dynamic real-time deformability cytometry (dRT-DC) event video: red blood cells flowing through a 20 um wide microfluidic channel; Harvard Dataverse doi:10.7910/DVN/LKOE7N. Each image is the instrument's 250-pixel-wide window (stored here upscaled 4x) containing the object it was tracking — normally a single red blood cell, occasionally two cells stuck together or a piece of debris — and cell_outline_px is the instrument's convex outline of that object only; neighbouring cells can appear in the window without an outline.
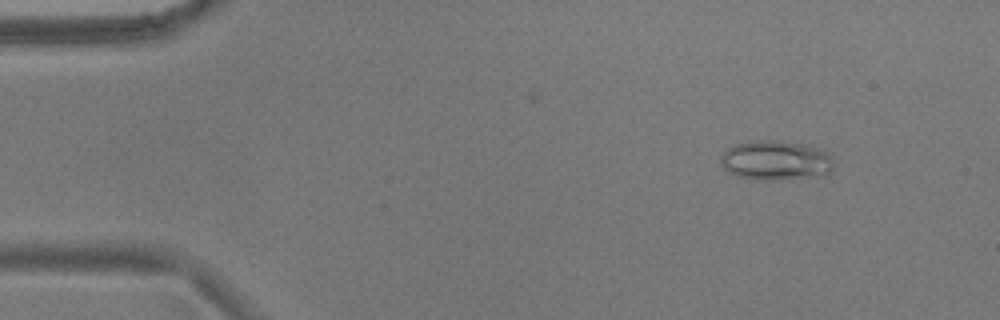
{"species": "common noctule bat (a hibernating species)", "species_latin": "Nyctalus noctula", "temperature_condition": "warm", "stored_images_in_passage": 51, "camera_frame_rate_fps": 3000, "um_per_image_px": 0.085, "animal": {"sex": "male", "body_mass_g": 17.9}, "frame": {"image": 1, "passage_image": 3, "time_ms": 0.667, "image_size_px": [1000, 320], "cell_outline_px": [[832, 168], [828, 176], [776, 180], [772, 180], [736, 176], [724, 168], [720, 164], [720, 156], [728, 148], [736, 144], [748, 140], [776, 140], [808, 144], [820, 148], [832, 160]], "centroid_in_image_um": [65.95, 13.63], "position_along_channel_um": 19.1, "area_um2": 26.36}}
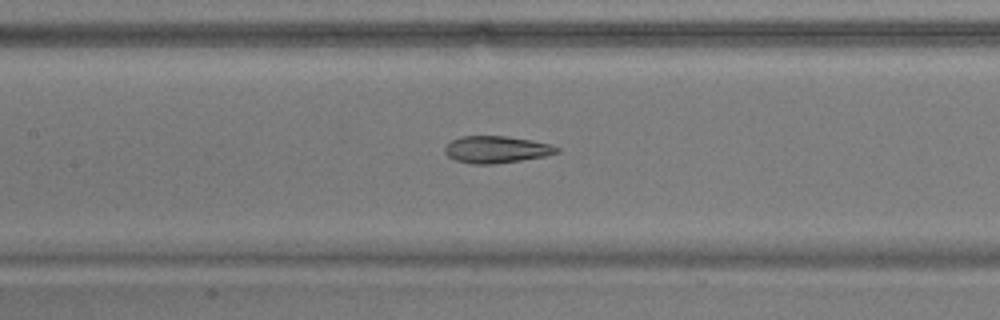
{"frame": {"image": 2, "passage_image": 22, "time_ms": 7.0, "image_size_px": [1000, 320], "cell_outline_px": [[560, 152], [544, 156], [520, 160], [492, 164], [472, 164], [456, 160], [448, 156], [444, 152], [444, 148], [452, 140], [460, 136], [504, 136], [532, 140], [552, 144], [560, 148]], "centroid_in_image_um": [42.21, 12.7], "position_along_channel_um": 165.2, "area_um2": 17.57}}
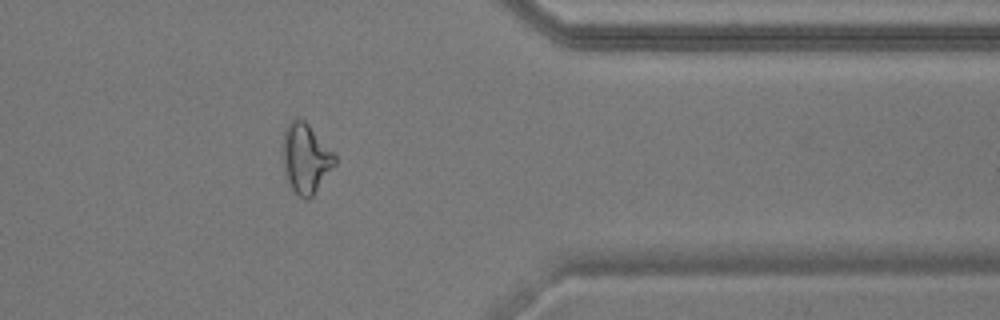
{"frame": {"image": 3, "passage_image": 41, "time_ms": 13.333, "image_size_px": [1000, 320], "cell_outline_px": [[336, 164], [312, 196], [308, 200], [304, 200], [292, 188], [284, 172], [284, 128], [296, 116], [304, 120], [308, 124], [336, 156]], "centroid_in_image_um": [25.99, 13.46], "position_along_channel_um": 385.4, "area_um2": 20.69}, "authors_computed_cell_mechanics": {"area_um2": 19.7098, "velocity_mm_per_s": 3.7, "shape_relaxation_time_tau1_ms": null, "shape_relaxation_time_tau2_ms": 2.4166, "deformation_change_tau1": null, "deformation_change_tau2": 0.1081}}